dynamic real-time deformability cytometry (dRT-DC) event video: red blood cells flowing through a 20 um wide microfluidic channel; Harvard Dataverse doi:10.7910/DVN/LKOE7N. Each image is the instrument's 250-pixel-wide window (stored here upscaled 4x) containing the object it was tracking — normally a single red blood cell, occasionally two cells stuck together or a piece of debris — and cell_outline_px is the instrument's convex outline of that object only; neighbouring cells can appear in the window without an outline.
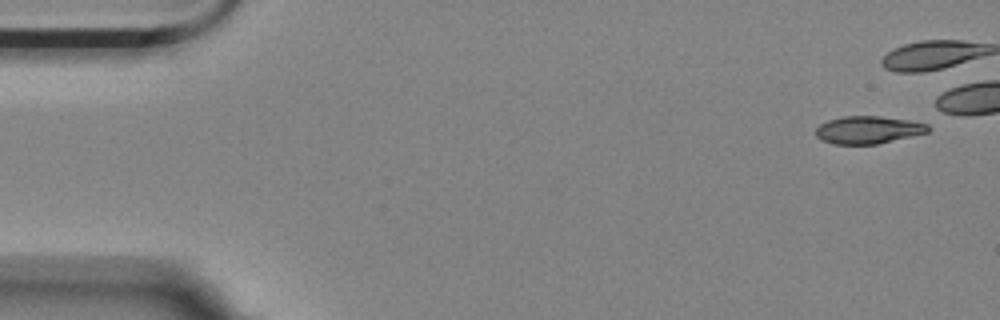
{"species": "Egyptian fruit bat (a non-hibernating species)", "species_latin": "Rousettus aegyptiacus", "temperature_condition": "room temperature", "stored_images_in_passage": 4, "segment_of_instrument_passage": [2, 2], "camera_frame_rate_fps": 3000, "um_per_image_px": 0.085, "animal": {"sex": "female"}, "frame": {"image": 1, "passage_image": 4, "time_ms": 1.0, "image_size_px": [1000, 320], "cell_outline_px": [[932, 128], [928, 132], [876, 144], [832, 144], [820, 140], [816, 136], [816, 128], [820, 124], [828, 120], [844, 116], [880, 116], [908, 120], [928, 124]], "centroid_in_image_um": [73.78, 11.04], "position_along_channel_um": 11.2, "area_um2": 18.03}}